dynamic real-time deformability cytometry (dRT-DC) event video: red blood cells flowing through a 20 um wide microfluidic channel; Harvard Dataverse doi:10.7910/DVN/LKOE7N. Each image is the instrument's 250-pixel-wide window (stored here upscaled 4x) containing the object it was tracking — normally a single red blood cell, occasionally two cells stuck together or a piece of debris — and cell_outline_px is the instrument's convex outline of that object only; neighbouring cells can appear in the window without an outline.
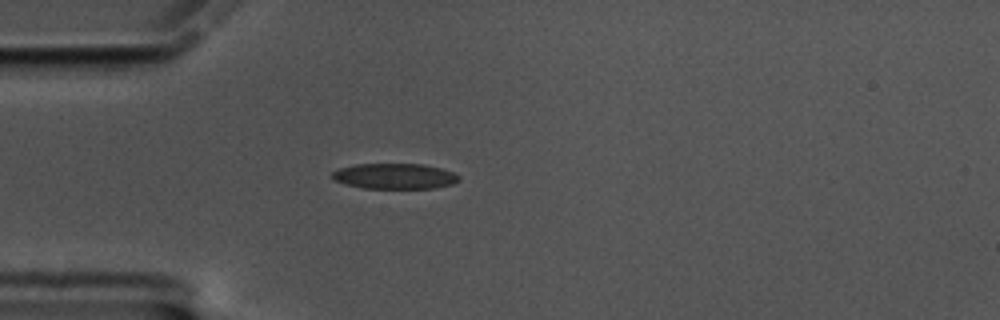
{"species": "common noctule bat (a hibernating species)", "species_latin": "Nyctalus noctula", "temperature_condition": "cold", "stored_images_in_passage": 44, "camera_frame_rate_fps": 3000, "um_per_image_px": 0.085, "animal": {"sex": "male", "body_mass_g": 17.5, "forearm_length_mm": 52.3}, "frame": {"image": 1, "passage_image": 1, "time_ms": 0.0, "image_size_px": [1000, 320], "cell_outline_px": [[460, 180], [452, 184], [436, 188], [364, 188], [332, 180], [332, 172], [340, 168], [356, 164], [424, 164], [440, 168], [452, 172], [460, 176]], "centroid_in_image_um": [33.57, 14.97], "position_along_channel_um": 51.4, "area_um2": 18.79}}
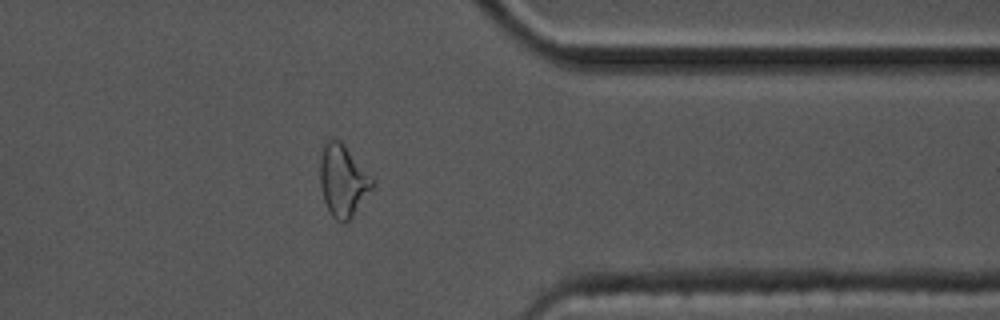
{"frame": {"image": 2, "passage_image": 32, "time_ms": 10.333, "image_size_px": [1000, 320], "cell_outline_px": [[376, 180], [372, 188], [352, 216], [344, 224], [336, 220], [332, 216], [324, 200], [320, 184], [320, 160], [324, 144], [328, 140], [340, 140], [344, 144]], "centroid_in_image_um": [29.16, 15.34], "position_along_channel_um": 382.2, "area_um2": 21.73}}
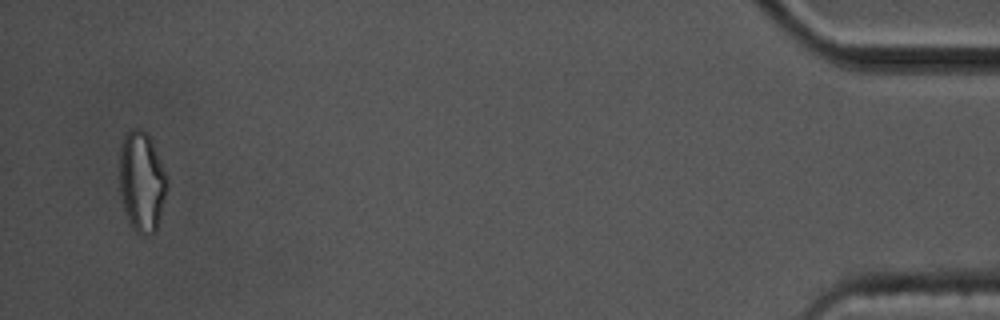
{"frame": {"image": 3, "passage_image": 42, "time_ms": 13.667, "image_size_px": [1000, 320], "cell_outline_px": [[168, 188], [156, 232], [148, 236], [140, 236], [132, 228], [128, 220], [120, 196], [120, 148], [124, 136], [132, 128], [140, 128], [148, 132], [152, 140], [168, 176]], "centroid_in_image_um": [12.08, 15.45], "position_along_channel_um": 423.1, "area_um2": 28.44}, "authors_computed_cell_mechanics": {"area_um2": 19.1896, "velocity_mm_per_s": 3.3946, "shape_relaxation_time_tau1_ms": 6.2214, "shape_relaxation_time_tau2_ms": 2.5222, "deformation_change_tau1": 0.1725, "deformation_change_tau2": 0.1007}}